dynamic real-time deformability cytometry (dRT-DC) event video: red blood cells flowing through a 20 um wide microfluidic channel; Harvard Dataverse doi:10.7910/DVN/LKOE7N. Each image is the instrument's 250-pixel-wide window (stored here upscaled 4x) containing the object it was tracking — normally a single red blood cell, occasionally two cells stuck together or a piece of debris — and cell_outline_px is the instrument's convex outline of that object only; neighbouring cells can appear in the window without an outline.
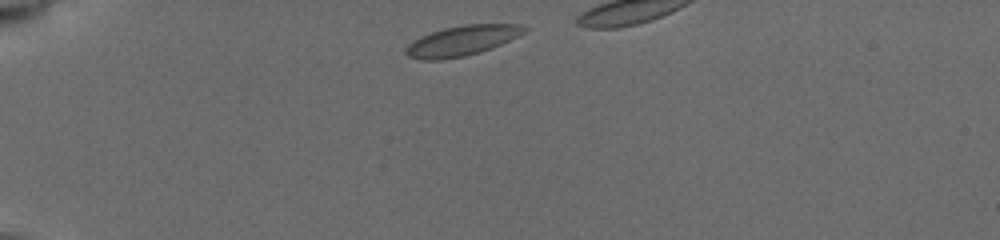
{"species": "common noctule bat (a hibernating species)", "species_latin": "Nyctalus noctula", "temperature_condition": "cold", "stored_images_in_passage": 3, "camera_frame_rate_fps": 3000, "um_per_image_px": 0.085, "animal": {"sex": "female", "body_mass_g": 19.5, "forearm_length_mm": 54.1}, "frame": {"image": 1, "passage_image": 1, "time_ms": 0.0, "image_size_px": [1000, 240], "cell_outline_px": [[528, 28], [524, 32], [500, 44], [480, 52], [464, 56], [440, 60], [420, 60], [408, 56], [404, 52], [404, 48], [408, 44], [420, 36], [444, 28], [464, 24], [520, 24]], "centroid_in_image_um": [39.21, 3.46], "position_along_channel_um": 45.8, "area_um2": 20.63}}